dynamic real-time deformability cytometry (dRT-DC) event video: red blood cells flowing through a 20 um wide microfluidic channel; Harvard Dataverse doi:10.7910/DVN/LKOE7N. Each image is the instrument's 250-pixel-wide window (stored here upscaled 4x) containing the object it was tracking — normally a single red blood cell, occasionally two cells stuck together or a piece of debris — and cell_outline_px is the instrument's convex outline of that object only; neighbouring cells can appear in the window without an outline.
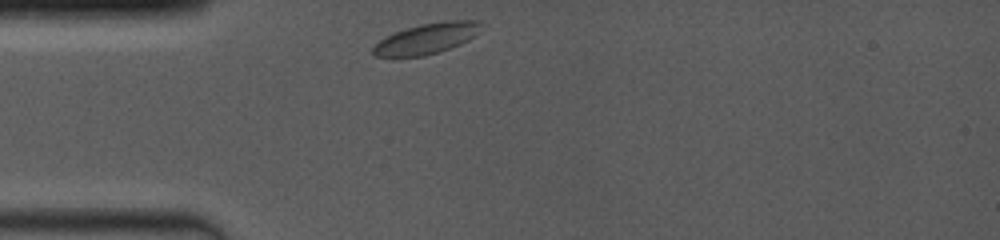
{"species": "common noctule bat (a hibernating species)", "species_latin": "Nyctalus noctula", "temperature_condition": "room temperature", "stored_images_in_passage": 16, "camera_frame_rate_fps": 4000, "um_per_image_px": 0.085, "animal": {"sex": "female", "body_mass_g": 19.0, "forearm_length_mm": 53.3}, "frame": {"image": 1, "passage_image": 1, "time_ms": 0.0, "image_size_px": [1000, 240], "cell_outline_px": [[480, 24], [476, 36], [460, 44], [424, 56], [376, 56], [372, 52], [372, 48], [380, 40], [392, 32], [420, 24], [444, 20], [480, 20]], "centroid_in_image_um": [36.26, 3.25], "position_along_channel_um": 48.7, "area_um2": 19.13}}
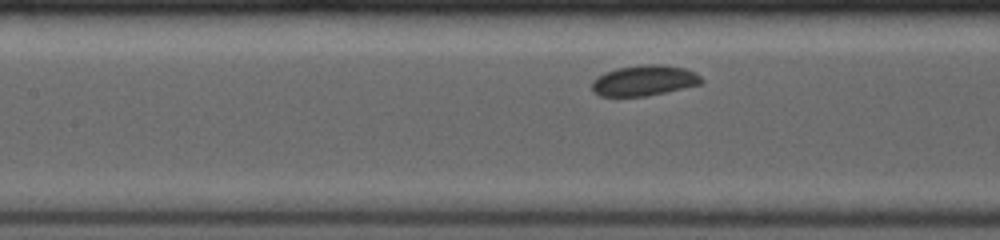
{"frame": {"image": 2, "passage_image": 12, "time_ms": 3.0, "image_size_px": [1000, 240], "cell_outline_px": [[704, 80], [700, 84], [664, 92], [644, 96], [600, 96], [592, 92], [592, 80], [604, 72], [616, 68], [644, 64], [664, 64], [684, 68], [696, 72]], "centroid_in_image_um": [54.73, 6.83], "position_along_channel_um": 152.7, "area_um2": 19.54}}
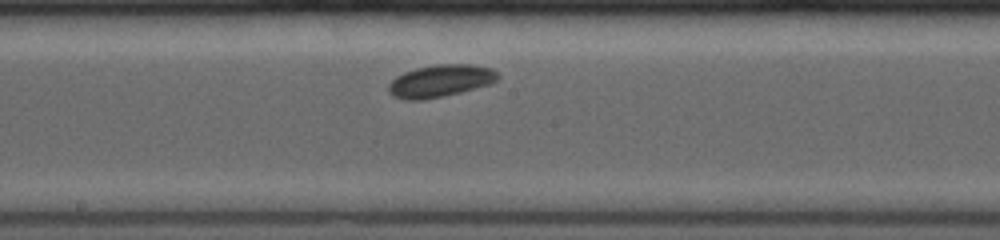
{"frame": {"image": 3, "passage_image": 16, "time_ms": 4.5, "image_size_px": [1000, 240], "cell_outline_px": [[500, 76], [496, 80], [488, 84], [460, 92], [444, 96], [424, 100], [404, 100], [392, 96], [388, 92], [388, 84], [396, 76], [404, 72], [416, 68], [436, 64], [472, 64], [492, 68]], "centroid_in_image_um": [37.39, 6.88], "position_along_channel_um": 210.8, "area_um2": 20.63}}